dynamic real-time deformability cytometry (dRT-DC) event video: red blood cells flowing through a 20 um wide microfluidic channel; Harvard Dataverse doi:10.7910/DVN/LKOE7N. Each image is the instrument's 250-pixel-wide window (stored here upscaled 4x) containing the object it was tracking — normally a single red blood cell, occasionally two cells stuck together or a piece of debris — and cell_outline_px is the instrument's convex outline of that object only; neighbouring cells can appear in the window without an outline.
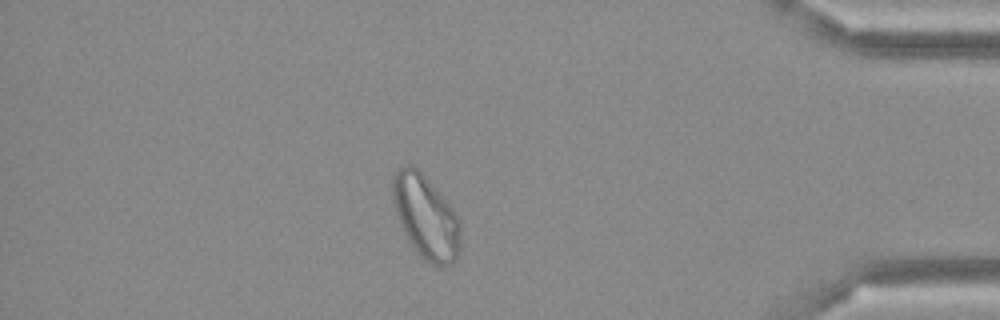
{"species": "Egyptian fruit bat (a non-hibernating species)", "species_latin": "Rousettus aegyptiacus", "temperature_condition": "cold", "stored_images_in_passage": 50, "camera_frame_rate_fps": 3000, "um_per_image_px": 0.085, "frame": {"image": 1, "passage_image": 43, "time_ms": 14.0, "image_size_px": [1000, 320], "cell_outline_px": [[460, 252], [456, 260], [452, 264], [440, 268], [432, 264], [420, 256], [416, 252], [408, 240], [400, 224], [392, 200], [392, 176], [396, 168], [404, 164], [412, 164], [428, 180], [452, 208], [460, 220]], "centroid_in_image_um": [36.18, 18.45], "position_along_channel_um": 399.0, "area_um2": 33.23}}